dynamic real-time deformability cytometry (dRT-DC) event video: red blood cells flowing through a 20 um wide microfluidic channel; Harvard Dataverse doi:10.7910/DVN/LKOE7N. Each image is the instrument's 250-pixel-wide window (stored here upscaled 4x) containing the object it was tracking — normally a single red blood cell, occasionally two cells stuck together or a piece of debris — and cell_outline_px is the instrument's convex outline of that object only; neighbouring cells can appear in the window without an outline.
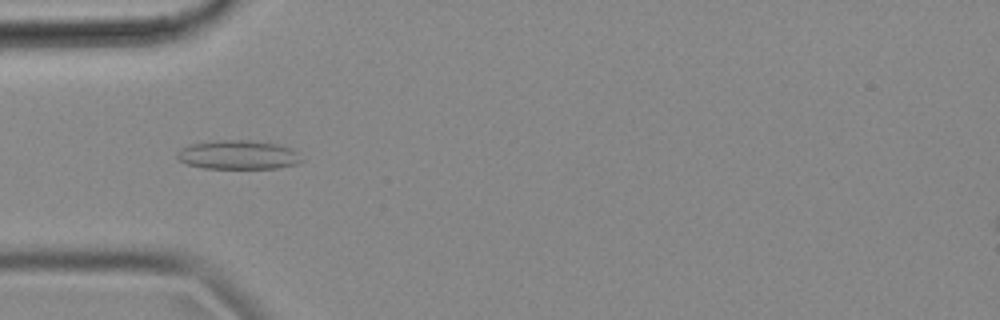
{"species": "common noctule bat (a hibernating species)", "species_latin": "Nyctalus noctula", "temperature_condition": "cold", "stored_images_in_passage": 54, "camera_frame_rate_fps": 3000, "um_per_image_px": 0.085, "animal": {"sex": "female", "body_mass_g": 18.4}, "frame": {"image": 1, "passage_image": 16, "time_ms": 5.0, "image_size_px": [1000, 320], "cell_outline_px": [[304, 160], [300, 164], [276, 168], [204, 168], [188, 164], [180, 160], [176, 156], [176, 152], [180, 148], [188, 144], [216, 140], [252, 140], [276, 144], [292, 148]], "centroid_in_image_um": [20.25, 13.15], "position_along_channel_um": 64.8, "area_um2": 21.21}}
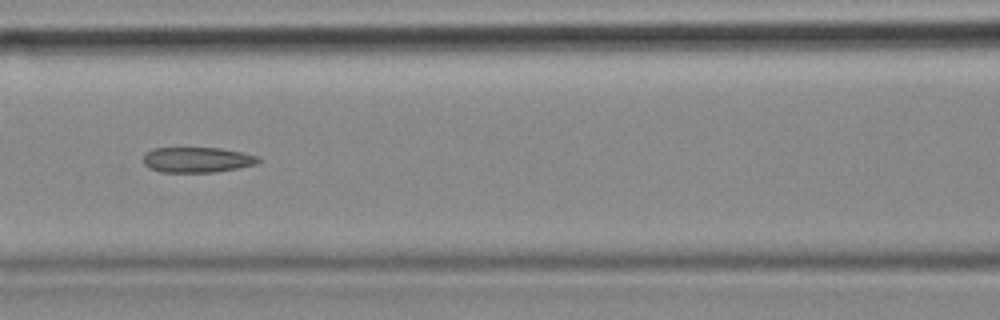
{"frame": {"image": 2, "passage_image": 23, "time_ms": 7.333, "image_size_px": [1000, 320], "cell_outline_px": [[260, 160], [256, 164], [236, 168], [212, 172], [160, 172], [148, 168], [144, 164], [144, 152], [152, 148], [220, 148], [244, 152], [260, 156]], "centroid_in_image_um": [16.74, 13.57], "position_along_channel_um": 149.9, "area_um2": 17.11}}
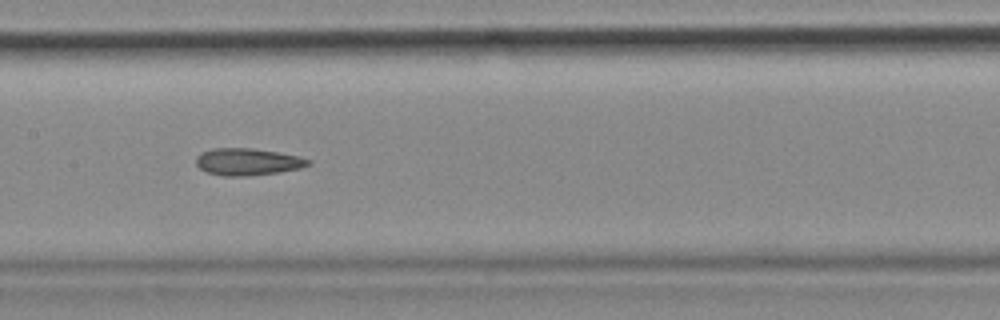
{"frame": {"image": 3, "passage_image": 26, "time_ms": 8.333, "image_size_px": [1000, 320], "cell_outline_px": [[312, 164], [300, 168], [280, 172], [248, 176], [220, 176], [208, 172], [200, 168], [196, 164], [196, 156], [200, 152], [212, 148], [252, 148], [300, 156], [312, 160]], "centroid_in_image_um": [21.06, 13.75], "position_along_channel_um": 186.3, "area_um2": 17.86}, "authors_computed_cell_mechanics": {"area_um2": 18.2648, "velocity_mm_per_s": 3.6581, "shape_relaxation_time_tau1_ms": null, "shape_relaxation_time_tau2_ms": 5.5782, "deformation_change_tau1": null, "deformation_change_tau2": 0.1461}}